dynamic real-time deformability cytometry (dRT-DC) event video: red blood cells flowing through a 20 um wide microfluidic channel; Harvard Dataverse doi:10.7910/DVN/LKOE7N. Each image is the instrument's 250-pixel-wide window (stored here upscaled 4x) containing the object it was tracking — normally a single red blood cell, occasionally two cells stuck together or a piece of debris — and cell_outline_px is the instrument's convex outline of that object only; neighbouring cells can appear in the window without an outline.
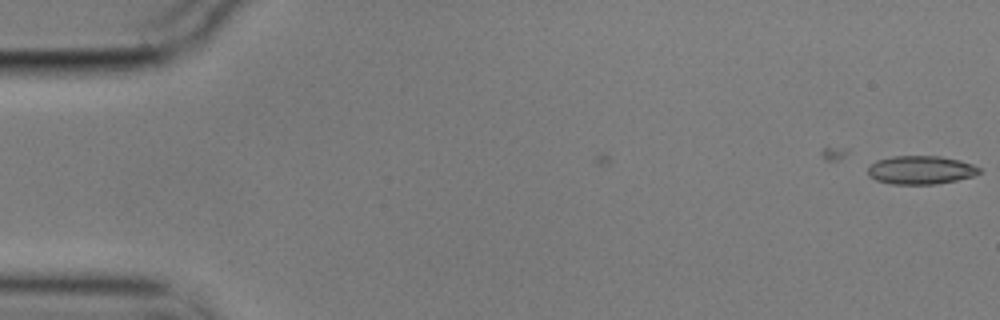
{"species": "common noctule bat (a hibernating species)", "species_latin": "Nyctalus noctula", "temperature_condition": "cold", "stored_images_in_passage": 6, "camera_frame_rate_fps": 3000, "um_per_image_px": 0.085, "animal": {"sex": "male", "body_mass_g": 17.9}, "frame": {"image": 1, "passage_image": 6, "time_ms": 1.667, "image_size_px": [1000, 320], "cell_outline_px": [[980, 172], [972, 176], [956, 180], [936, 184], [892, 184], [876, 180], [868, 176], [868, 168], [876, 160], [892, 156], [940, 156], [960, 160], [972, 164], [980, 168]], "centroid_in_image_um": [78.24, 14.44], "position_along_channel_um": 6.8, "area_um2": 18.44}}